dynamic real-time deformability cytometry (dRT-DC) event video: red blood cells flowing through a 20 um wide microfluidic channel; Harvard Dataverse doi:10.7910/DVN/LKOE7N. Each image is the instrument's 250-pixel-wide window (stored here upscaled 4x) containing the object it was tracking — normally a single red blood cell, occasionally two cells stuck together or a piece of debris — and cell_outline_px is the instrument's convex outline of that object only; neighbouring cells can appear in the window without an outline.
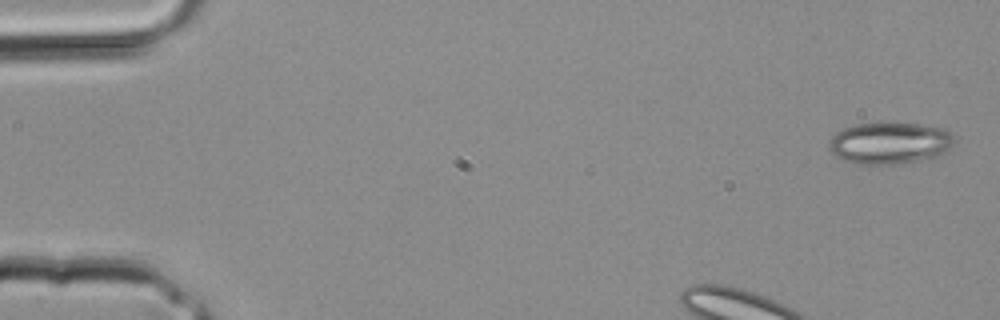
{"species": "common noctule bat (a hibernating species)", "species_latin": "Nyctalus noctula", "temperature_condition": "room temperature", "stored_images_in_passage": 5, "camera_frame_rate_fps": 3000, "um_per_image_px": 0.085, "animal": {"sex": "male", "body_mass_g": 20.4}, "frame": {"image": 1, "passage_image": 5, "time_ms": 1.333, "image_size_px": [1000, 320], "cell_outline_px": [[956, 136], [952, 148], [936, 156], [920, 160], [892, 164], [856, 164], [844, 160], [836, 156], [828, 148], [828, 140], [836, 132], [844, 128], [856, 124], [884, 120], [888, 120], [920, 124], [944, 128]], "centroid_in_image_um": [75.63, 12.11], "position_along_channel_um": 9.4, "area_um2": 31.39}}